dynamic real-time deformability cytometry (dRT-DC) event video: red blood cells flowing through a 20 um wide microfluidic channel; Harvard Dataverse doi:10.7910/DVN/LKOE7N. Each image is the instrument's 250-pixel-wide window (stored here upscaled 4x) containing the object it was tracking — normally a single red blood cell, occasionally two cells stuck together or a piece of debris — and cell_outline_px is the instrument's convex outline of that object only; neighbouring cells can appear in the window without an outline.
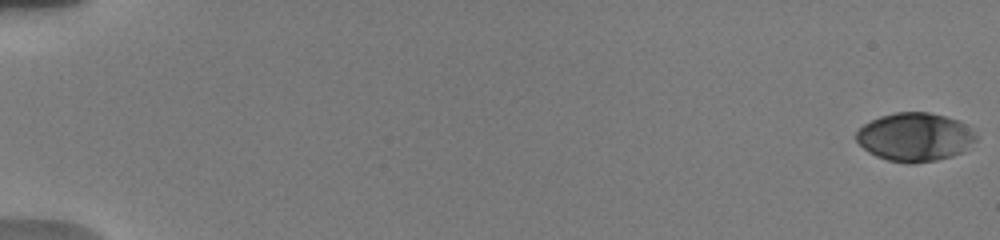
{"species": "human", "species_latin": "Homo sapiens", "temperature_condition": "warm", "stored_images_in_passage": 29, "camera_frame_rate_fps": 3000, "um_per_image_px": 0.085, "donor": {"sex": "male"}, "frame": {"image": 1, "passage_image": 1, "time_ms": 0.0, "image_size_px": [1000, 240], "cell_outline_px": [[976, 140], [964, 152], [952, 156], [936, 160], [912, 164], [908, 164], [888, 160], [876, 156], [868, 152], [856, 140], [856, 132], [864, 124], [880, 116], [896, 112], [928, 112], [960, 120], [976, 136]], "centroid_in_image_um": [77.76, 11.65], "position_along_channel_um": 7.2, "area_um2": 33.81}}
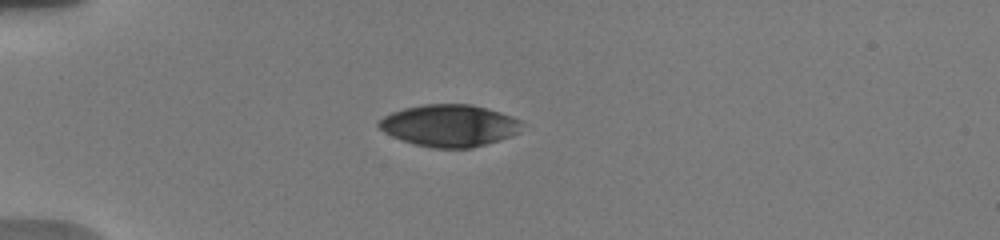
{"frame": {"image": 2, "passage_image": 22, "time_ms": 5.333, "image_size_px": [1000, 240], "cell_outline_px": [[524, 124], [520, 132], [512, 136], [472, 148], [432, 148], [416, 144], [392, 136], [384, 132], [376, 124], [384, 116], [392, 112], [404, 108], [424, 104], [472, 104], [488, 108], [512, 116], [520, 120]], "centroid_in_image_um": [38.24, 10.66], "position_along_channel_um": 46.8, "area_um2": 35.08}}
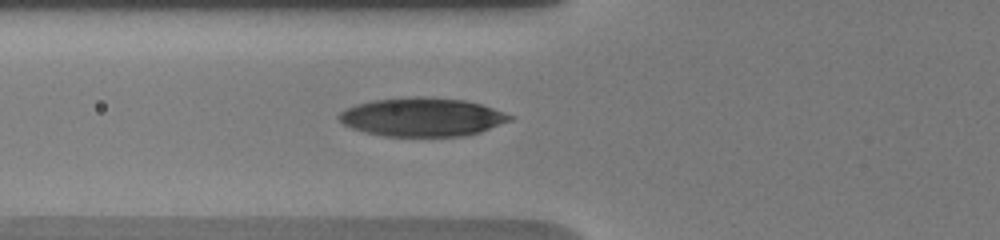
{"frame": {"image": 3, "passage_image": 28, "time_ms": 7.333, "image_size_px": [1000, 240], "cell_outline_px": [[516, 116], [512, 120], [480, 132], [464, 136], [384, 136], [364, 132], [352, 128], [344, 124], [336, 116], [340, 112], [356, 104], [372, 100], [412, 96], [424, 96], [464, 100], [480, 104]], "centroid_in_image_um": [35.89, 9.94], "position_along_channel_um": 89.9, "area_um2": 38.55}}